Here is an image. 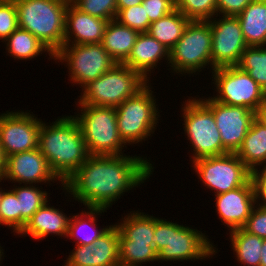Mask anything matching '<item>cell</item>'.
<instances>
[{
  "label": "cell",
  "instance_id": "34",
  "mask_svg": "<svg viewBox=\"0 0 266 266\" xmlns=\"http://www.w3.org/2000/svg\"><path fill=\"white\" fill-rule=\"evenodd\" d=\"M0 225L12 227L14 233L21 232V214L19 213L18 200L15 193L3 190L0 199Z\"/></svg>",
  "mask_w": 266,
  "mask_h": 266
},
{
  "label": "cell",
  "instance_id": "28",
  "mask_svg": "<svg viewBox=\"0 0 266 266\" xmlns=\"http://www.w3.org/2000/svg\"><path fill=\"white\" fill-rule=\"evenodd\" d=\"M133 212V213H132ZM123 221V222H122ZM118 230L134 243H148L153 246L152 238L155 231V217L137 210L130 211L122 218L120 223L115 224Z\"/></svg>",
  "mask_w": 266,
  "mask_h": 266
},
{
  "label": "cell",
  "instance_id": "9",
  "mask_svg": "<svg viewBox=\"0 0 266 266\" xmlns=\"http://www.w3.org/2000/svg\"><path fill=\"white\" fill-rule=\"evenodd\" d=\"M212 32L209 21H190L183 35L169 51V65L173 73L189 76L209 67L211 59Z\"/></svg>",
  "mask_w": 266,
  "mask_h": 266
},
{
  "label": "cell",
  "instance_id": "29",
  "mask_svg": "<svg viewBox=\"0 0 266 266\" xmlns=\"http://www.w3.org/2000/svg\"><path fill=\"white\" fill-rule=\"evenodd\" d=\"M96 266H120L119 260V230L110 225L92 245Z\"/></svg>",
  "mask_w": 266,
  "mask_h": 266
},
{
  "label": "cell",
  "instance_id": "21",
  "mask_svg": "<svg viewBox=\"0 0 266 266\" xmlns=\"http://www.w3.org/2000/svg\"><path fill=\"white\" fill-rule=\"evenodd\" d=\"M139 34L113 19L106 26L101 44L116 63L123 64L130 56Z\"/></svg>",
  "mask_w": 266,
  "mask_h": 266
},
{
  "label": "cell",
  "instance_id": "36",
  "mask_svg": "<svg viewBox=\"0 0 266 266\" xmlns=\"http://www.w3.org/2000/svg\"><path fill=\"white\" fill-rule=\"evenodd\" d=\"M116 20L122 25L132 28L139 33L148 32L150 20L142 4L130 8L121 9L117 13Z\"/></svg>",
  "mask_w": 266,
  "mask_h": 266
},
{
  "label": "cell",
  "instance_id": "23",
  "mask_svg": "<svg viewBox=\"0 0 266 266\" xmlns=\"http://www.w3.org/2000/svg\"><path fill=\"white\" fill-rule=\"evenodd\" d=\"M236 154L250 171L266 166V127L256 118Z\"/></svg>",
  "mask_w": 266,
  "mask_h": 266
},
{
  "label": "cell",
  "instance_id": "13",
  "mask_svg": "<svg viewBox=\"0 0 266 266\" xmlns=\"http://www.w3.org/2000/svg\"><path fill=\"white\" fill-rule=\"evenodd\" d=\"M42 119L33 113L16 112L0 115V145L4 157L38 148V135Z\"/></svg>",
  "mask_w": 266,
  "mask_h": 266
},
{
  "label": "cell",
  "instance_id": "35",
  "mask_svg": "<svg viewBox=\"0 0 266 266\" xmlns=\"http://www.w3.org/2000/svg\"><path fill=\"white\" fill-rule=\"evenodd\" d=\"M81 12L105 20H113L117 17L116 0H70Z\"/></svg>",
  "mask_w": 266,
  "mask_h": 266
},
{
  "label": "cell",
  "instance_id": "47",
  "mask_svg": "<svg viewBox=\"0 0 266 266\" xmlns=\"http://www.w3.org/2000/svg\"><path fill=\"white\" fill-rule=\"evenodd\" d=\"M3 251H4V250H3L2 247L0 246V262L2 261V259H1L2 257H3V259H4V256H3L4 253H3ZM0 264H1V263H0Z\"/></svg>",
  "mask_w": 266,
  "mask_h": 266
},
{
  "label": "cell",
  "instance_id": "45",
  "mask_svg": "<svg viewBox=\"0 0 266 266\" xmlns=\"http://www.w3.org/2000/svg\"><path fill=\"white\" fill-rule=\"evenodd\" d=\"M4 174H5V157L3 155L0 145V182H2L1 180H4Z\"/></svg>",
  "mask_w": 266,
  "mask_h": 266
},
{
  "label": "cell",
  "instance_id": "2",
  "mask_svg": "<svg viewBox=\"0 0 266 266\" xmlns=\"http://www.w3.org/2000/svg\"><path fill=\"white\" fill-rule=\"evenodd\" d=\"M38 149L61 181V187L90 156L80 128L72 115L59 117L50 125L42 121Z\"/></svg>",
  "mask_w": 266,
  "mask_h": 266
},
{
  "label": "cell",
  "instance_id": "46",
  "mask_svg": "<svg viewBox=\"0 0 266 266\" xmlns=\"http://www.w3.org/2000/svg\"><path fill=\"white\" fill-rule=\"evenodd\" d=\"M261 253L260 266H266V239L263 241Z\"/></svg>",
  "mask_w": 266,
  "mask_h": 266
},
{
  "label": "cell",
  "instance_id": "22",
  "mask_svg": "<svg viewBox=\"0 0 266 266\" xmlns=\"http://www.w3.org/2000/svg\"><path fill=\"white\" fill-rule=\"evenodd\" d=\"M237 18L248 46H266V0H252Z\"/></svg>",
  "mask_w": 266,
  "mask_h": 266
},
{
  "label": "cell",
  "instance_id": "44",
  "mask_svg": "<svg viewBox=\"0 0 266 266\" xmlns=\"http://www.w3.org/2000/svg\"><path fill=\"white\" fill-rule=\"evenodd\" d=\"M117 2V13L121 9L130 8L132 6L139 5L143 2V0H116Z\"/></svg>",
  "mask_w": 266,
  "mask_h": 266
},
{
  "label": "cell",
  "instance_id": "32",
  "mask_svg": "<svg viewBox=\"0 0 266 266\" xmlns=\"http://www.w3.org/2000/svg\"><path fill=\"white\" fill-rule=\"evenodd\" d=\"M237 66L247 72L266 92V47L248 46Z\"/></svg>",
  "mask_w": 266,
  "mask_h": 266
},
{
  "label": "cell",
  "instance_id": "10",
  "mask_svg": "<svg viewBox=\"0 0 266 266\" xmlns=\"http://www.w3.org/2000/svg\"><path fill=\"white\" fill-rule=\"evenodd\" d=\"M53 59L67 64L70 80L81 89L117 64L101 43L64 44Z\"/></svg>",
  "mask_w": 266,
  "mask_h": 266
},
{
  "label": "cell",
  "instance_id": "31",
  "mask_svg": "<svg viewBox=\"0 0 266 266\" xmlns=\"http://www.w3.org/2000/svg\"><path fill=\"white\" fill-rule=\"evenodd\" d=\"M11 189L18 200L19 213L21 214V231L28 220L48 201L47 191L41 190V186L24 184L23 186L14 185Z\"/></svg>",
  "mask_w": 266,
  "mask_h": 266
},
{
  "label": "cell",
  "instance_id": "40",
  "mask_svg": "<svg viewBox=\"0 0 266 266\" xmlns=\"http://www.w3.org/2000/svg\"><path fill=\"white\" fill-rule=\"evenodd\" d=\"M64 266H96L91 245H75Z\"/></svg>",
  "mask_w": 266,
  "mask_h": 266
},
{
  "label": "cell",
  "instance_id": "38",
  "mask_svg": "<svg viewBox=\"0 0 266 266\" xmlns=\"http://www.w3.org/2000/svg\"><path fill=\"white\" fill-rule=\"evenodd\" d=\"M242 228L248 233L266 239V208L256 204Z\"/></svg>",
  "mask_w": 266,
  "mask_h": 266
},
{
  "label": "cell",
  "instance_id": "4",
  "mask_svg": "<svg viewBox=\"0 0 266 266\" xmlns=\"http://www.w3.org/2000/svg\"><path fill=\"white\" fill-rule=\"evenodd\" d=\"M70 0H16L18 28L37 37L54 55L64 46Z\"/></svg>",
  "mask_w": 266,
  "mask_h": 266
},
{
  "label": "cell",
  "instance_id": "42",
  "mask_svg": "<svg viewBox=\"0 0 266 266\" xmlns=\"http://www.w3.org/2000/svg\"><path fill=\"white\" fill-rule=\"evenodd\" d=\"M251 1L252 0H217V17L220 15L237 16Z\"/></svg>",
  "mask_w": 266,
  "mask_h": 266
},
{
  "label": "cell",
  "instance_id": "11",
  "mask_svg": "<svg viewBox=\"0 0 266 266\" xmlns=\"http://www.w3.org/2000/svg\"><path fill=\"white\" fill-rule=\"evenodd\" d=\"M212 75L217 96L213 100L231 106H243L256 112L265 101L266 92L245 71L238 66L214 69Z\"/></svg>",
  "mask_w": 266,
  "mask_h": 266
},
{
  "label": "cell",
  "instance_id": "16",
  "mask_svg": "<svg viewBox=\"0 0 266 266\" xmlns=\"http://www.w3.org/2000/svg\"><path fill=\"white\" fill-rule=\"evenodd\" d=\"M4 180L19 183V186L22 183L27 185L49 183L51 185L50 181L61 182L50 169L47 159L38 148L6 157Z\"/></svg>",
  "mask_w": 266,
  "mask_h": 266
},
{
  "label": "cell",
  "instance_id": "8",
  "mask_svg": "<svg viewBox=\"0 0 266 266\" xmlns=\"http://www.w3.org/2000/svg\"><path fill=\"white\" fill-rule=\"evenodd\" d=\"M197 98V99H196ZM188 98L181 108L183 129L192 146L191 162L205 157L220 156L230 153L221 141V134L216 126L212 110L199 97Z\"/></svg>",
  "mask_w": 266,
  "mask_h": 266
},
{
  "label": "cell",
  "instance_id": "6",
  "mask_svg": "<svg viewBox=\"0 0 266 266\" xmlns=\"http://www.w3.org/2000/svg\"><path fill=\"white\" fill-rule=\"evenodd\" d=\"M80 106V107H79ZM76 120L90 155H123L126 147L117 127L114 107L78 105Z\"/></svg>",
  "mask_w": 266,
  "mask_h": 266
},
{
  "label": "cell",
  "instance_id": "15",
  "mask_svg": "<svg viewBox=\"0 0 266 266\" xmlns=\"http://www.w3.org/2000/svg\"><path fill=\"white\" fill-rule=\"evenodd\" d=\"M201 100L212 110L216 126L221 134L222 145L236 153L255 119V112L243 106L219 103L211 97Z\"/></svg>",
  "mask_w": 266,
  "mask_h": 266
},
{
  "label": "cell",
  "instance_id": "19",
  "mask_svg": "<svg viewBox=\"0 0 266 266\" xmlns=\"http://www.w3.org/2000/svg\"><path fill=\"white\" fill-rule=\"evenodd\" d=\"M163 59L169 63V50L145 32L138 35L130 56L123 64L138 71L149 81L151 70L157 68V63Z\"/></svg>",
  "mask_w": 266,
  "mask_h": 266
},
{
  "label": "cell",
  "instance_id": "25",
  "mask_svg": "<svg viewBox=\"0 0 266 266\" xmlns=\"http://www.w3.org/2000/svg\"><path fill=\"white\" fill-rule=\"evenodd\" d=\"M189 22L187 17L175 9L170 14L152 22L147 33L170 51L183 35Z\"/></svg>",
  "mask_w": 266,
  "mask_h": 266
},
{
  "label": "cell",
  "instance_id": "20",
  "mask_svg": "<svg viewBox=\"0 0 266 266\" xmlns=\"http://www.w3.org/2000/svg\"><path fill=\"white\" fill-rule=\"evenodd\" d=\"M49 204L47 201L39 208L18 235H30L35 240H41L50 234L66 238L71 216L68 217L62 210Z\"/></svg>",
  "mask_w": 266,
  "mask_h": 266
},
{
  "label": "cell",
  "instance_id": "33",
  "mask_svg": "<svg viewBox=\"0 0 266 266\" xmlns=\"http://www.w3.org/2000/svg\"><path fill=\"white\" fill-rule=\"evenodd\" d=\"M175 9L190 21H209L217 17V0H175Z\"/></svg>",
  "mask_w": 266,
  "mask_h": 266
},
{
  "label": "cell",
  "instance_id": "18",
  "mask_svg": "<svg viewBox=\"0 0 266 266\" xmlns=\"http://www.w3.org/2000/svg\"><path fill=\"white\" fill-rule=\"evenodd\" d=\"M108 22L81 12L69 2L65 15L64 44L101 43Z\"/></svg>",
  "mask_w": 266,
  "mask_h": 266
},
{
  "label": "cell",
  "instance_id": "48",
  "mask_svg": "<svg viewBox=\"0 0 266 266\" xmlns=\"http://www.w3.org/2000/svg\"><path fill=\"white\" fill-rule=\"evenodd\" d=\"M2 192H3V190H2V187L0 188V199H1V196H2Z\"/></svg>",
  "mask_w": 266,
  "mask_h": 266
},
{
  "label": "cell",
  "instance_id": "26",
  "mask_svg": "<svg viewBox=\"0 0 266 266\" xmlns=\"http://www.w3.org/2000/svg\"><path fill=\"white\" fill-rule=\"evenodd\" d=\"M6 50L10 57L17 60H31L38 57L43 52H47L50 58H54L51 51L29 31L17 28L10 36L4 41Z\"/></svg>",
  "mask_w": 266,
  "mask_h": 266
},
{
  "label": "cell",
  "instance_id": "37",
  "mask_svg": "<svg viewBox=\"0 0 266 266\" xmlns=\"http://www.w3.org/2000/svg\"><path fill=\"white\" fill-rule=\"evenodd\" d=\"M18 28L15 1H0V40L4 42Z\"/></svg>",
  "mask_w": 266,
  "mask_h": 266
},
{
  "label": "cell",
  "instance_id": "41",
  "mask_svg": "<svg viewBox=\"0 0 266 266\" xmlns=\"http://www.w3.org/2000/svg\"><path fill=\"white\" fill-rule=\"evenodd\" d=\"M259 168L251 171V181L254 188L256 204L266 208V166L263 169Z\"/></svg>",
  "mask_w": 266,
  "mask_h": 266
},
{
  "label": "cell",
  "instance_id": "17",
  "mask_svg": "<svg viewBox=\"0 0 266 266\" xmlns=\"http://www.w3.org/2000/svg\"><path fill=\"white\" fill-rule=\"evenodd\" d=\"M216 212L228 230L242 228L256 205L251 179L243 186L215 195Z\"/></svg>",
  "mask_w": 266,
  "mask_h": 266
},
{
  "label": "cell",
  "instance_id": "12",
  "mask_svg": "<svg viewBox=\"0 0 266 266\" xmlns=\"http://www.w3.org/2000/svg\"><path fill=\"white\" fill-rule=\"evenodd\" d=\"M192 164L198 179L215 195L241 187L251 179V171L236 153L200 158Z\"/></svg>",
  "mask_w": 266,
  "mask_h": 266
},
{
  "label": "cell",
  "instance_id": "27",
  "mask_svg": "<svg viewBox=\"0 0 266 266\" xmlns=\"http://www.w3.org/2000/svg\"><path fill=\"white\" fill-rule=\"evenodd\" d=\"M236 260L245 266H260L264 239L246 232L243 228L229 231Z\"/></svg>",
  "mask_w": 266,
  "mask_h": 266
},
{
  "label": "cell",
  "instance_id": "24",
  "mask_svg": "<svg viewBox=\"0 0 266 266\" xmlns=\"http://www.w3.org/2000/svg\"><path fill=\"white\" fill-rule=\"evenodd\" d=\"M87 212L82 211L76 215L71 216L67 239H74L76 245H92L102 234H104L110 226H106L105 228H97V215L106 212L107 209L104 208H93L88 207ZM84 217V218H83ZM86 219V220H85ZM92 227V228H91ZM88 231H87V230ZM84 230V231H83ZM86 230V231H85ZM92 230V232L90 231ZM90 232V233H89Z\"/></svg>",
  "mask_w": 266,
  "mask_h": 266
},
{
  "label": "cell",
  "instance_id": "43",
  "mask_svg": "<svg viewBox=\"0 0 266 266\" xmlns=\"http://www.w3.org/2000/svg\"><path fill=\"white\" fill-rule=\"evenodd\" d=\"M255 118L266 127V99L255 112Z\"/></svg>",
  "mask_w": 266,
  "mask_h": 266
},
{
  "label": "cell",
  "instance_id": "49",
  "mask_svg": "<svg viewBox=\"0 0 266 266\" xmlns=\"http://www.w3.org/2000/svg\"><path fill=\"white\" fill-rule=\"evenodd\" d=\"M0 1H16V0H0Z\"/></svg>",
  "mask_w": 266,
  "mask_h": 266
},
{
  "label": "cell",
  "instance_id": "30",
  "mask_svg": "<svg viewBox=\"0 0 266 266\" xmlns=\"http://www.w3.org/2000/svg\"><path fill=\"white\" fill-rule=\"evenodd\" d=\"M120 266H143L145 262H158V253L148 243H134L119 231Z\"/></svg>",
  "mask_w": 266,
  "mask_h": 266
},
{
  "label": "cell",
  "instance_id": "14",
  "mask_svg": "<svg viewBox=\"0 0 266 266\" xmlns=\"http://www.w3.org/2000/svg\"><path fill=\"white\" fill-rule=\"evenodd\" d=\"M212 32V71L217 68L237 66L248 47L237 16H222L209 20Z\"/></svg>",
  "mask_w": 266,
  "mask_h": 266
},
{
  "label": "cell",
  "instance_id": "39",
  "mask_svg": "<svg viewBox=\"0 0 266 266\" xmlns=\"http://www.w3.org/2000/svg\"><path fill=\"white\" fill-rule=\"evenodd\" d=\"M141 4L145 7L150 23L175 10V0H143Z\"/></svg>",
  "mask_w": 266,
  "mask_h": 266
},
{
  "label": "cell",
  "instance_id": "3",
  "mask_svg": "<svg viewBox=\"0 0 266 266\" xmlns=\"http://www.w3.org/2000/svg\"><path fill=\"white\" fill-rule=\"evenodd\" d=\"M152 241L161 263L205 260L217 253L215 245L202 231L156 217Z\"/></svg>",
  "mask_w": 266,
  "mask_h": 266
},
{
  "label": "cell",
  "instance_id": "1",
  "mask_svg": "<svg viewBox=\"0 0 266 266\" xmlns=\"http://www.w3.org/2000/svg\"><path fill=\"white\" fill-rule=\"evenodd\" d=\"M153 169L147 157L90 155L63 183V189L86 208L108 209L124 192L149 179Z\"/></svg>",
  "mask_w": 266,
  "mask_h": 266
},
{
  "label": "cell",
  "instance_id": "7",
  "mask_svg": "<svg viewBox=\"0 0 266 266\" xmlns=\"http://www.w3.org/2000/svg\"><path fill=\"white\" fill-rule=\"evenodd\" d=\"M148 82L140 91L115 108L118 132L127 145L147 140L154 133L160 112ZM150 86V87H149ZM158 110V111H157Z\"/></svg>",
  "mask_w": 266,
  "mask_h": 266
},
{
  "label": "cell",
  "instance_id": "5",
  "mask_svg": "<svg viewBox=\"0 0 266 266\" xmlns=\"http://www.w3.org/2000/svg\"><path fill=\"white\" fill-rule=\"evenodd\" d=\"M149 81L138 71L124 64H116L96 80L83 88L76 105L118 107L123 101L135 95Z\"/></svg>",
  "mask_w": 266,
  "mask_h": 266
}]
</instances>
